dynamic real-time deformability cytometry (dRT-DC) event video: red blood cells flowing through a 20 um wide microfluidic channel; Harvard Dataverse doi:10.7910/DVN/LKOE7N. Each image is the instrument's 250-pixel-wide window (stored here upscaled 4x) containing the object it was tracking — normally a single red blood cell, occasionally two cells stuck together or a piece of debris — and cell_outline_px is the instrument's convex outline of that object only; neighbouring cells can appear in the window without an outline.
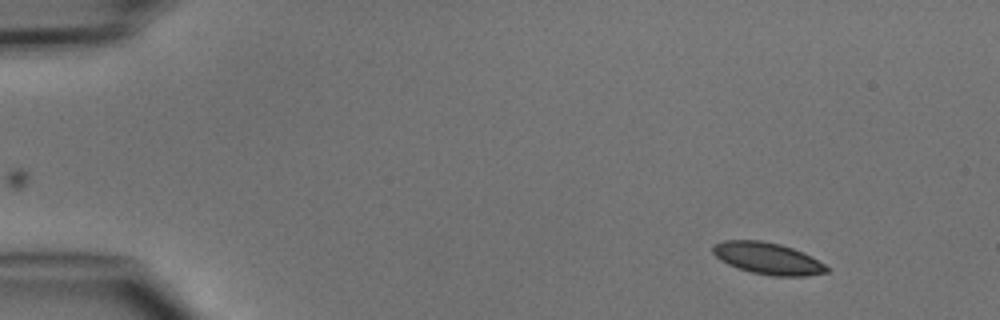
{"species": "common noctule bat (a hibernating species)", "species_latin": "Nyctalus noctula", "temperature_condition": "cold", "stored_images_in_passage": 3, "camera_frame_rate_fps": 3000, "um_per_image_px": 0.085, "animal": {"sex": "male", "body_mass_g": 15.6}, "frame": {"image": 1, "passage_image": 1, "time_ms": 0.0, "image_size_px": [1000, 320], "cell_outline_px": [[828, 272], [808, 276], [772, 276], [752, 272], [728, 264], [720, 260], [712, 252], [712, 244], [724, 240], [760, 240], [780, 244], [792, 248], [812, 256], [824, 264], [828, 268]], "centroid_in_image_um": [65.24, 21.96], "position_along_channel_um": 19.8, "area_um2": 21.04}}